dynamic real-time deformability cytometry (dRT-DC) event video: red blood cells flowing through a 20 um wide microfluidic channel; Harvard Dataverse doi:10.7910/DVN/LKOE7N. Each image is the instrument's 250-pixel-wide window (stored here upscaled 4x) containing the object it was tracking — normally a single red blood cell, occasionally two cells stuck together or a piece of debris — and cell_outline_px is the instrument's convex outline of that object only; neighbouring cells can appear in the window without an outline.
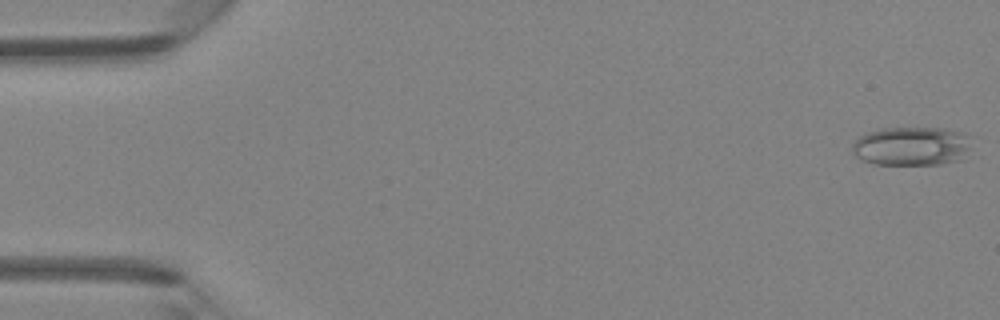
{"species": "Egyptian fruit bat (a non-hibernating species)", "species_latin": "Rousettus aegyptiacus", "temperature_condition": "room temperature", "stored_images_in_passage": 45, "camera_frame_rate_fps": 3000, "um_per_image_px": 0.085, "animal": {"sex": "female"}, "frame": {"image": 1, "passage_image": 1, "time_ms": 0.0, "image_size_px": [1000, 320], "cell_outline_px": [[968, 148], [956, 160], [940, 164], [876, 164], [860, 160], [852, 152], [852, 144], [864, 132], [880, 128], [944, 128], [964, 132], [968, 136]], "centroid_in_image_um": [77.39, 12.4], "position_along_channel_um": 7.6, "area_um2": 26.82}}
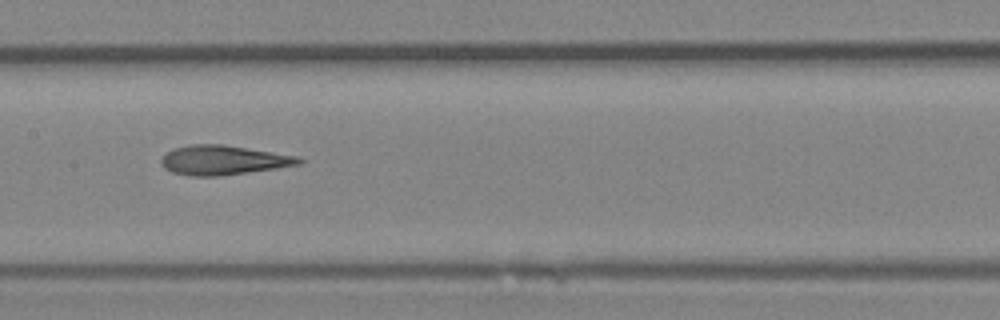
{"frame": {"image": 2, "passage_image": 23, "time_ms": 7.333, "image_size_px": [1000, 320], "cell_outline_px": [[304, 160], [300, 164], [276, 168], [216, 176], [188, 176], [172, 172], [164, 168], [160, 164], [160, 160], [172, 148], [188, 144], [220, 144], [300, 156]], "centroid_in_image_um": [18.95, 13.6], "position_along_channel_um": 188.5, "area_um2": 23.58}}
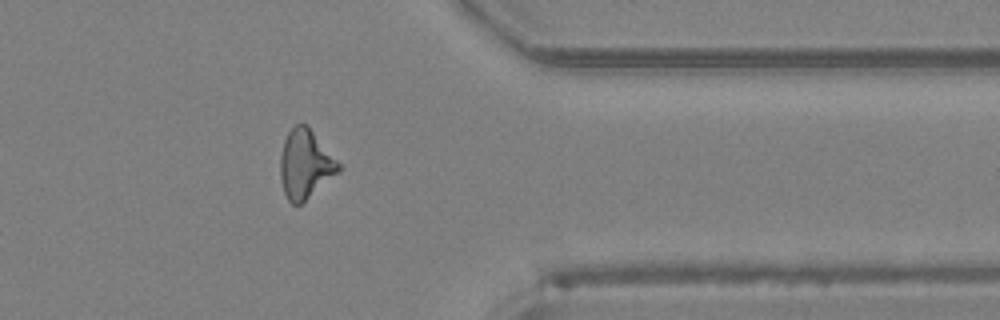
{"frame": {"image": 3, "passage_image": 37, "time_ms": 12.0, "image_size_px": [1000, 320], "cell_outline_px": [[344, 168], [340, 172], [300, 204], [292, 204], [288, 200], [284, 192], [280, 180], [280, 156], [284, 140], [288, 132], [296, 124], [304, 124], [344, 164]], "centroid_in_image_um": [25.99, 13.97], "position_along_channel_um": 385.4, "area_um2": 23.52}}